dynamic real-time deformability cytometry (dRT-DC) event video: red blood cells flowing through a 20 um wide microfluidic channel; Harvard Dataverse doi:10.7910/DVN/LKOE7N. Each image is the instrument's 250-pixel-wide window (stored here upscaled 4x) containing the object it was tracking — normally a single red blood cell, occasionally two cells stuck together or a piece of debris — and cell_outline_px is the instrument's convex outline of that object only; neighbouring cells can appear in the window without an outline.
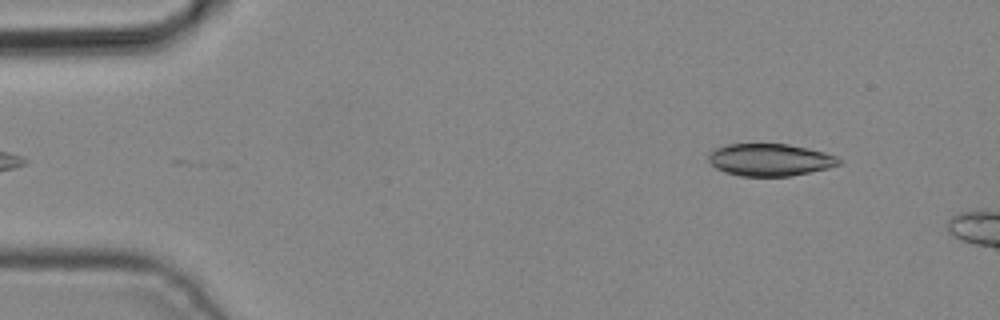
{"species": "common noctule bat (a hibernating species)", "species_latin": "Nyctalus noctula", "temperature_condition": "cold", "stored_images_in_passage": 3, "camera_frame_rate_fps": 3000, "um_per_image_px": 0.085, "animal": {"sex": "male", "body_mass_g": 19.2, "forearm_length_mm": 51.8}, "frame": {"image": 1, "passage_image": 3, "time_ms": 0.667, "image_size_px": [1000, 320], "cell_outline_px": [[844, 160], [840, 164], [828, 168], [792, 176], [740, 176], [724, 172], [716, 168], [708, 160], [708, 156], [712, 148], [724, 144], [788, 144], [808, 148], [824, 152], [836, 156]], "centroid_in_image_um": [65.44, 13.58], "position_along_channel_um": 19.6, "area_um2": 24.8}}